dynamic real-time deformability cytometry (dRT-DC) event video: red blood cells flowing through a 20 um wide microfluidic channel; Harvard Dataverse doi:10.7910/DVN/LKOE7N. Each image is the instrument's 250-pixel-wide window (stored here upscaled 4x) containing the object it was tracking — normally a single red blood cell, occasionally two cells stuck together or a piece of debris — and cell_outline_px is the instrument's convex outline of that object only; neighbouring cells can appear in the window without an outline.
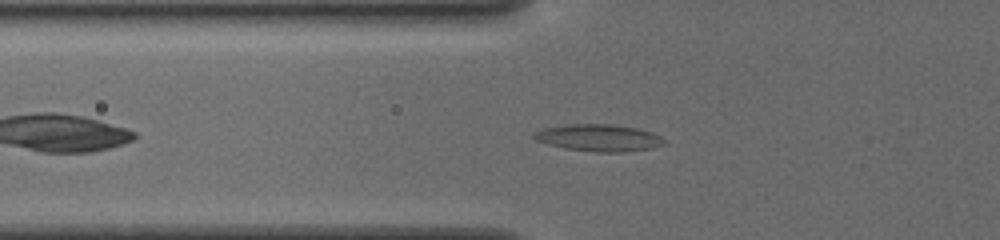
{"species": "common noctule bat (a hibernating species)", "species_latin": "Nyctalus noctula", "temperature_condition": "cold", "stored_images_in_passage": 41, "camera_frame_rate_fps": 3000, "um_per_image_px": 0.085, "animal": {"sex": "female", "body_mass_g": 19.5, "forearm_length_mm": 54.1}, "frame": {"image": 1, "passage_image": 9, "time_ms": 2.667, "image_size_px": [1000, 240], "cell_outline_px": [[664, 144], [652, 148], [624, 152], [596, 152], [564, 148], [548, 144], [536, 140], [532, 136], [536, 132], [544, 128], [568, 124], [612, 124], [636, 128], [652, 132], [660, 136], [664, 140]], "centroid_in_image_um": [50.91, 11.71], "position_along_channel_um": 74.9, "area_um2": 20.35}}
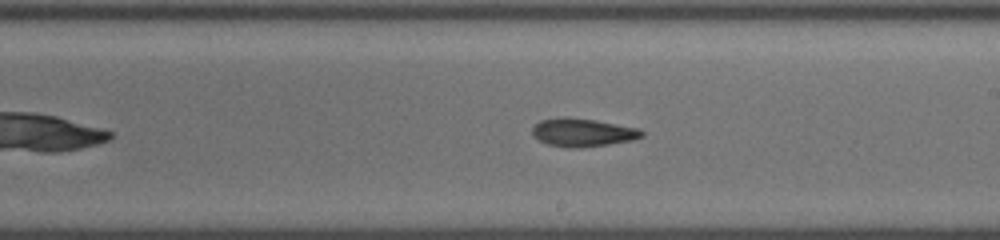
{"frame": {"image": 2, "passage_image": 22, "time_ms": 7.0, "image_size_px": [1000, 240], "cell_outline_px": [[644, 136], [632, 140], [608, 144], [580, 148], [568, 148], [548, 144], [532, 136], [532, 128], [540, 120], [564, 116], [568, 116], [596, 120], [640, 128], [644, 132]], "centroid_in_image_um": [49.53, 11.25], "position_along_channel_um": 239.5, "area_um2": 18.21}}
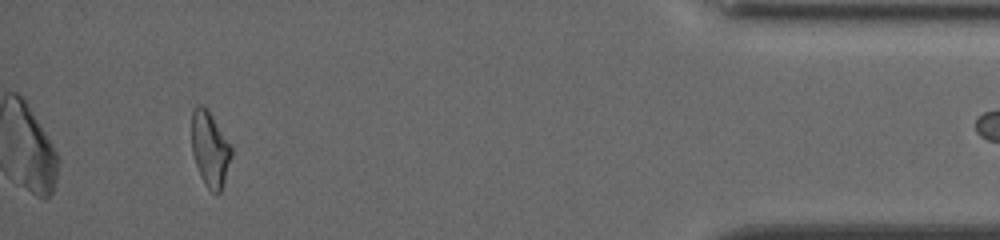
{"frame": {"image": 3, "passage_image": 40, "time_ms": 13.0, "image_size_px": [1000, 240], "cell_outline_px": [[232, 156], [220, 192], [216, 196], [204, 184], [200, 176], [192, 152], [192, 108], [196, 104], [200, 104], [208, 108], [232, 144]], "centroid_in_image_um": [17.86, 12.62], "position_along_channel_um": 417.3, "area_um2": 17.8}}